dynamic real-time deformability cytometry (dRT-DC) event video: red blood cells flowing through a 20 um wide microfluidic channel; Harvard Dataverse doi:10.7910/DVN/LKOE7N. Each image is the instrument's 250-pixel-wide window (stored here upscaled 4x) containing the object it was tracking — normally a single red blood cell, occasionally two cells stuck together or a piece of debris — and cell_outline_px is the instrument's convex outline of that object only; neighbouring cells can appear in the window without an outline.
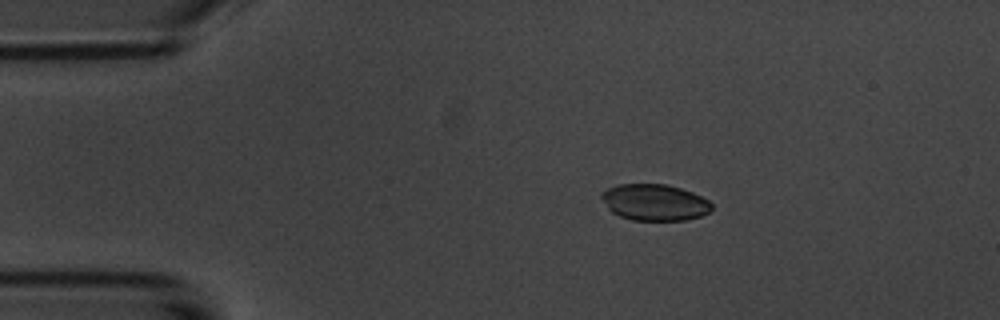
{"species": "common noctule bat (a hibernating species)", "species_latin": "Nyctalus noctula", "temperature_condition": "room temperature", "stored_images_in_passage": 8, "camera_frame_rate_fps": 3000, "um_per_image_px": 0.085, "animal": {"sex": "male", "body_mass_g": 20.1, "forearm_length_mm": 53.5}, "frame": {"image": 1, "passage_image": 2, "time_ms": 2.0, "image_size_px": [1000, 320], "cell_outline_px": [[712, 208], [708, 212], [700, 216], [684, 220], [632, 220], [620, 216], [612, 212], [608, 208], [600, 196], [600, 192], [608, 188], [620, 184], [664, 184], [680, 188], [692, 192], [708, 200], [712, 204]], "centroid_in_image_um": [55.62, 17.2], "position_along_channel_um": 29.4, "area_um2": 23.24}}
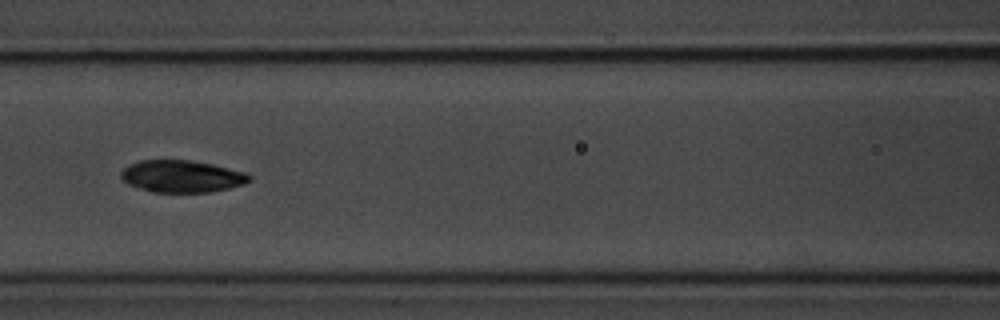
{"frame": {"image": 2, "passage_image": 6, "time_ms": 6.667, "image_size_px": [1000, 320], "cell_outline_px": [[252, 180], [244, 184], [212, 192], [152, 192], [128, 184], [120, 176], [120, 172], [128, 164], [140, 160], [192, 160], [212, 164], [248, 172], [252, 176]], "centroid_in_image_um": [15.48, 14.98], "position_along_channel_um": 151.1, "area_um2": 24.22}}
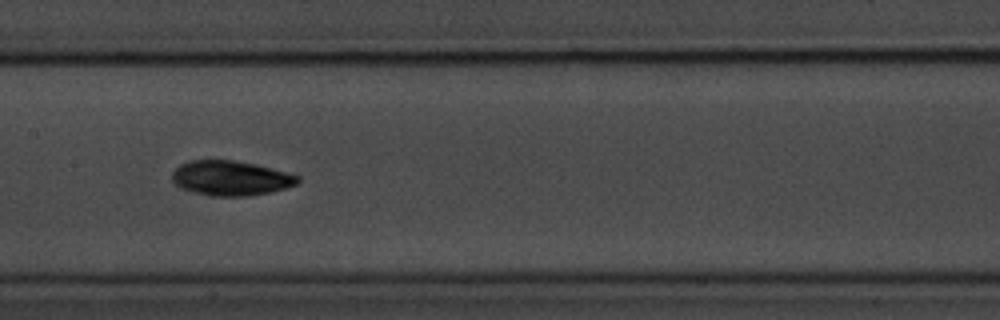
{"frame": {"image": 3, "passage_image": 7, "time_ms": 7.667, "image_size_px": [1000, 320], "cell_outline_px": [[300, 180], [296, 184], [284, 188], [268, 192], [248, 196], [208, 196], [192, 192], [180, 188], [172, 180], [172, 172], [180, 164], [188, 160], [232, 160], [256, 164], [300, 176]], "centroid_in_image_um": [19.57, 15.14], "position_along_channel_um": 187.8, "area_um2": 25.49}}